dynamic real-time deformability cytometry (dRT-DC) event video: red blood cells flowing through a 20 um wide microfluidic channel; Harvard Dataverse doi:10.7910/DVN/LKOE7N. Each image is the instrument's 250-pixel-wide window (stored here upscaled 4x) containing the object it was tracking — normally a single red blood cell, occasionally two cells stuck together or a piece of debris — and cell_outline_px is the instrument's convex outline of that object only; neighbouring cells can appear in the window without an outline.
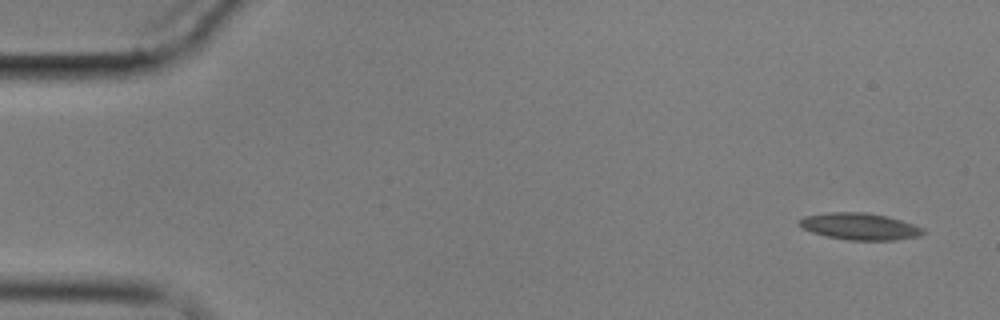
{"species": "common noctule bat (a hibernating species)", "species_latin": "Nyctalus noctula", "temperature_condition": "cold", "stored_images_in_passage": 9, "camera_frame_rate_fps": 3000, "um_per_image_px": 0.085, "animal": {"sex": "male", "body_mass_g": 17.9}, "frame": {"image": 1, "passage_image": 1, "time_ms": 0.0, "image_size_px": [1000, 320], "cell_outline_px": [[924, 232], [920, 236], [896, 240], [848, 240], [828, 236], [812, 232], [796, 224], [796, 220], [804, 216], [828, 212], [864, 212], [888, 216], [924, 228]], "centroid_in_image_um": [73.04, 19.24], "position_along_channel_um": 12.0, "area_um2": 19.36}}
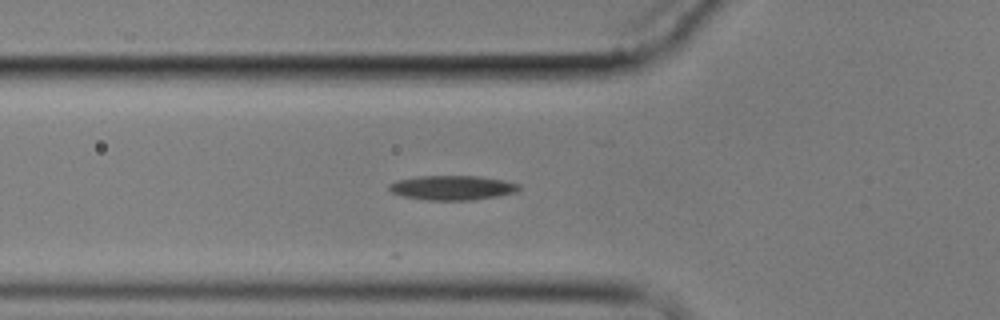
{"frame": {"image": 2, "passage_image": 5, "time_ms": 5.667, "image_size_px": [1000, 320], "cell_outline_px": [[520, 188], [516, 192], [496, 196], [472, 200], [428, 200], [404, 196], [392, 192], [388, 188], [388, 184], [396, 180], [416, 176], [480, 176], [504, 180], [520, 184]], "centroid_in_image_um": [38.44, 15.94], "position_along_channel_um": 87.4, "area_um2": 18.55}}